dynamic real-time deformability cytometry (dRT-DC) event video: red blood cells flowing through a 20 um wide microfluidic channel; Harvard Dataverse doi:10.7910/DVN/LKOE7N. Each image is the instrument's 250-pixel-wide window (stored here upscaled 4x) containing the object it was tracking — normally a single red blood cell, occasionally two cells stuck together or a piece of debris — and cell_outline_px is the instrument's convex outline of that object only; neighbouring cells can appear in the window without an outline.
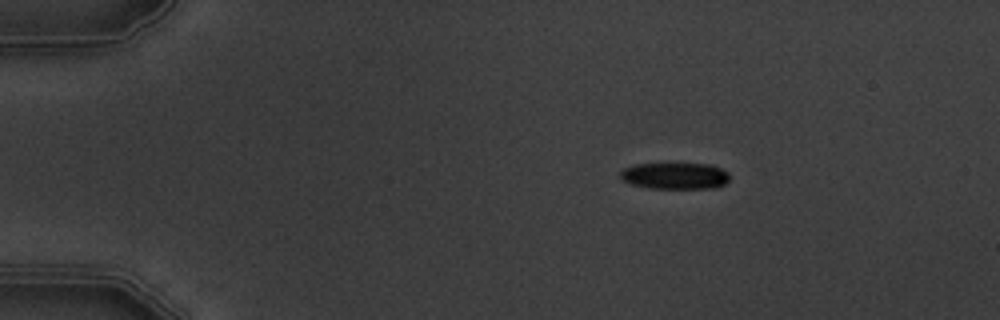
{"species": "common noctule bat (a hibernating species)", "species_latin": "Nyctalus noctula", "temperature_condition": "warm", "stored_images_in_passage": 6, "camera_frame_rate_fps": 3000, "um_per_image_px": 0.085, "animal": {"sex": "male", "body_mass_g": 19.5, "forearm_length_mm": 54.6}, "frame": {"image": 1, "passage_image": 6, "time_ms": 6.667, "image_size_px": [1000, 320], "cell_outline_px": [[728, 180], [724, 184], [716, 188], [648, 188], [632, 184], [624, 180], [620, 176], [620, 172], [624, 168], [636, 164], [708, 164], [720, 168], [728, 172]], "centroid_in_image_um": [57.38, 14.95], "position_along_channel_um": 27.6, "area_um2": 16.7}}